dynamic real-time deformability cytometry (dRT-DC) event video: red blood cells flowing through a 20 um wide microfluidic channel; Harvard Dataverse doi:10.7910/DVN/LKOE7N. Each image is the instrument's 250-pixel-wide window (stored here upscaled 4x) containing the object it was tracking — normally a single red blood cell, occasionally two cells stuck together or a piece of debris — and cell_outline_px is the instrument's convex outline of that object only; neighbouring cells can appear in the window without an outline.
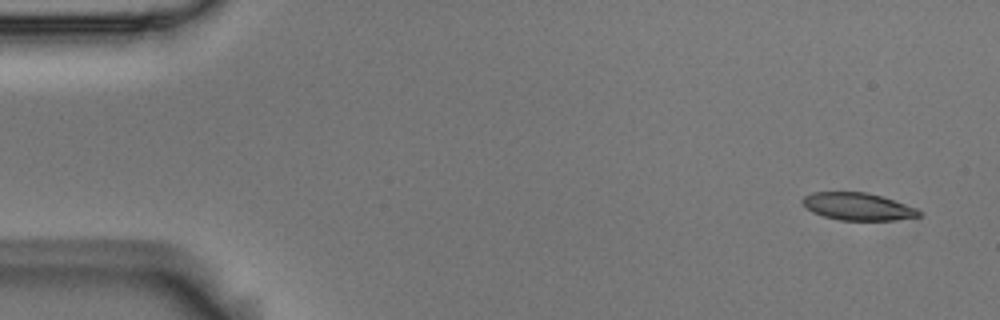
{"species": "Egyptian fruit bat (a non-hibernating species)", "species_latin": "Rousettus aegyptiacus", "temperature_condition": "room temperature", "stored_images_in_passage": 10, "camera_frame_rate_fps": 3000, "um_per_image_px": 0.085, "animal": {"sex": "male"}, "frame": {"image": 1, "passage_image": 1, "time_ms": 0.0, "image_size_px": [1000, 320], "cell_outline_px": [[924, 212], [920, 216], [896, 220], [840, 220], [824, 216], [812, 212], [800, 200], [804, 196], [812, 192], [868, 192], [916, 208]], "centroid_in_image_um": [72.92, 17.55], "position_along_channel_um": 12.1, "area_um2": 18.5}}
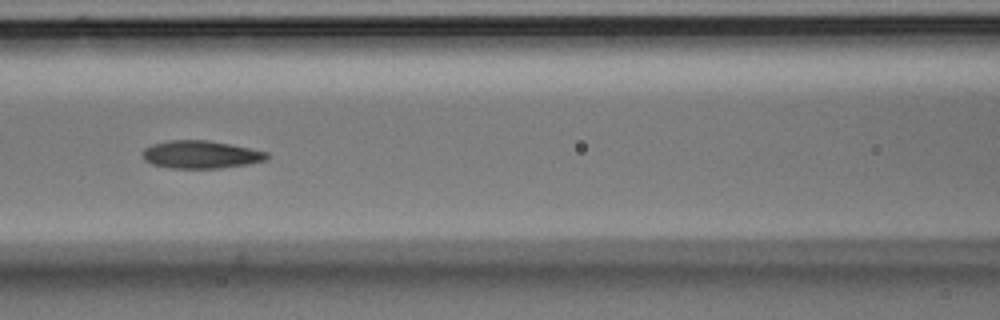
{"frame": {"image": 2, "passage_image": 6, "time_ms": 1.667, "image_size_px": [1000, 320], "cell_outline_px": [[268, 156], [264, 160], [248, 164], [220, 168], [172, 168], [152, 164], [144, 160], [140, 152], [144, 148], [152, 144], [168, 140], [208, 140], [232, 144], [268, 152]], "centroid_in_image_um": [17.02, 13.13], "position_along_channel_um": 149.6, "area_um2": 20.23}}
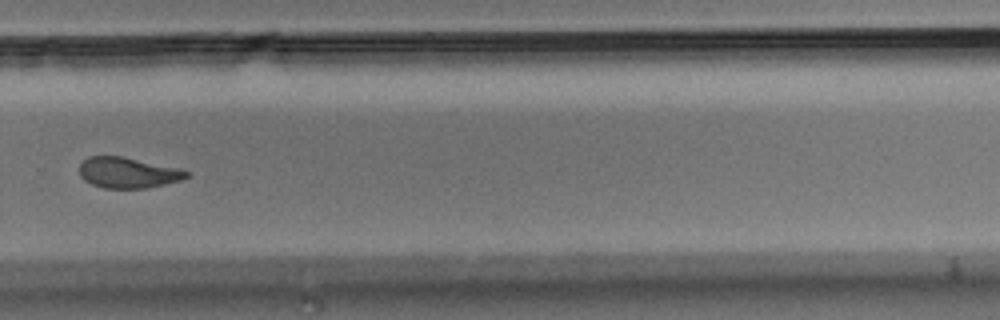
{"frame": {"image": 3, "passage_image": 10, "time_ms": 3.0, "image_size_px": [1000, 320], "cell_outline_px": [[188, 176], [180, 180], [164, 184], [144, 188], [104, 188], [92, 184], [84, 180], [80, 176], [80, 164], [88, 156], [124, 156], [180, 168], [188, 172]], "centroid_in_image_um": [10.86, 14.66], "position_along_channel_um": 318.9, "area_um2": 19.13}}